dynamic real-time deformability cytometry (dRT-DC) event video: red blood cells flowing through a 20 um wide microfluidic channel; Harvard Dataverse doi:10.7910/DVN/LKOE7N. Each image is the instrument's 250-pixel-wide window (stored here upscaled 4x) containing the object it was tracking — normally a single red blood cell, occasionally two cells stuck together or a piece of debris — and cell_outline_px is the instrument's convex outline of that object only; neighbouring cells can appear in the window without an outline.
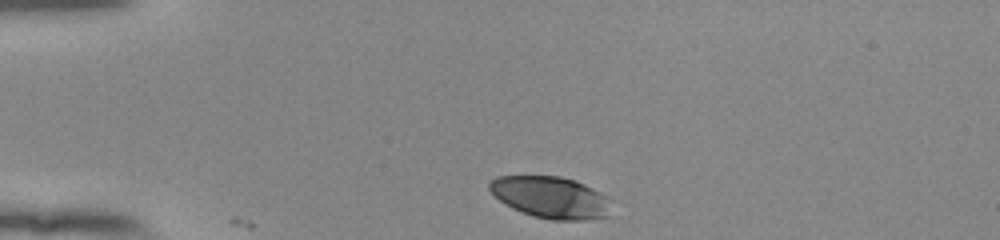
{"species": "human", "species_latin": "Homo sapiens", "temperature_condition": "room temperature", "stored_images_in_passage": 34, "camera_frame_rate_fps": 3000, "um_per_image_px": 0.085, "donor": {"sex": "female"}, "frame": {"image": 1, "passage_image": 1, "time_ms": 0.0, "image_size_px": [1000, 240], "cell_outline_px": [[608, 216], [584, 220], [552, 220], [532, 216], [512, 208], [500, 200], [488, 188], [488, 184], [496, 176], [560, 176], [576, 180], [608, 196]], "centroid_in_image_um": [46.79, 16.77], "position_along_channel_um": 38.2, "area_um2": 29.48}}
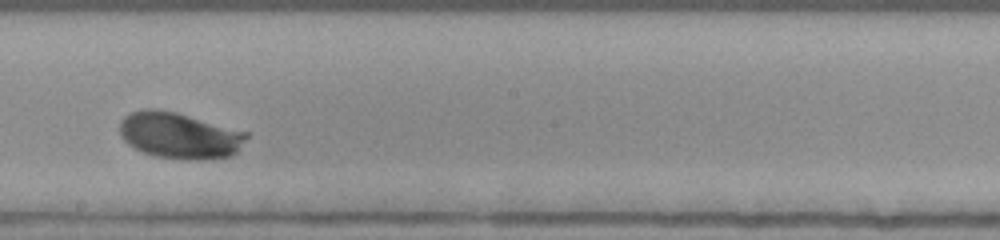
{"frame": {"image": 2, "passage_image": 20, "time_ms": 6.333, "image_size_px": [1000, 240], "cell_outline_px": [[248, 136], [236, 152], [232, 156], [204, 160], [184, 160], [156, 156], [144, 152], [128, 144], [120, 136], [120, 120], [124, 116], [132, 112], [144, 108], [156, 108], [176, 112], [248, 132]], "centroid_in_image_um": [15.24, 11.51], "position_along_channel_um": 233.0, "area_um2": 34.28}}
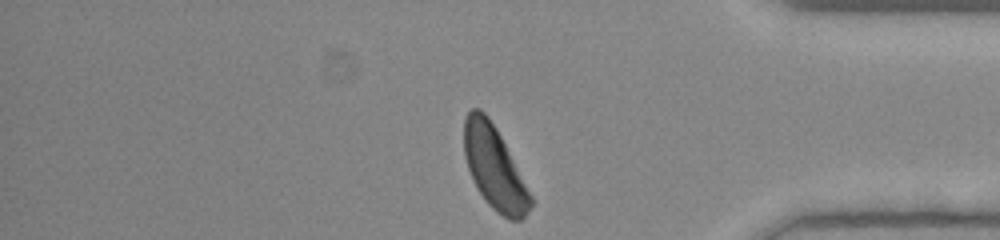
{"frame": {"image": 3, "passage_image": 34, "time_ms": 11.0, "image_size_px": [1000, 240], "cell_outline_px": [[532, 204], [528, 212], [520, 220], [508, 220], [496, 212], [488, 204], [476, 188], [472, 180], [464, 156], [464, 116], [472, 108], [480, 108], [488, 116], [496, 128], [532, 196]], "centroid_in_image_um": [41.99, 14.26], "position_along_channel_um": 393.2, "area_um2": 31.96}, "authors_computed_cell_mechanics": {"area_um2": 32.5125, "velocity_mm_per_s": 3.823, "shape_relaxation_time_tau1_ms": 2.9288, "shape_relaxation_time_tau2_ms": null, "deformation_change_tau1": 0.1464, "deformation_change_tau2": null}}